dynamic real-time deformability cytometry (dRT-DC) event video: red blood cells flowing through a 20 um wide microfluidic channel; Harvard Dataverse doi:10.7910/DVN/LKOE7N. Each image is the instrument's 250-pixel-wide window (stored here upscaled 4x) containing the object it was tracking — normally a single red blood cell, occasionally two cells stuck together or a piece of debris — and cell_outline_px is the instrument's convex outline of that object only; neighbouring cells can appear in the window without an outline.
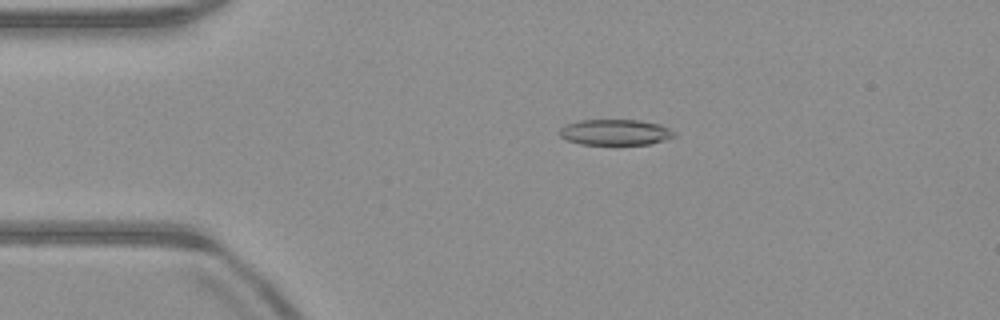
{"species": "common noctule bat (a hibernating species)", "species_latin": "Nyctalus noctula", "temperature_condition": "warm", "stored_images_in_passage": 52, "camera_frame_rate_fps": 3000, "um_per_image_px": 0.085, "animal": {"sex": "male", "body_mass_g": 23.1, "forearm_length_mm": 52.7}, "frame": {"image": 1, "passage_image": 11, "time_ms": 3.333, "image_size_px": [1000, 320], "cell_outline_px": [[676, 136], [652, 144], [580, 144], [568, 140], [560, 136], [560, 128], [568, 124], [580, 120], [640, 120], [660, 124], [676, 132]], "centroid_in_image_um": [52.34, 11.24], "position_along_channel_um": 32.7, "area_um2": 17.17}}
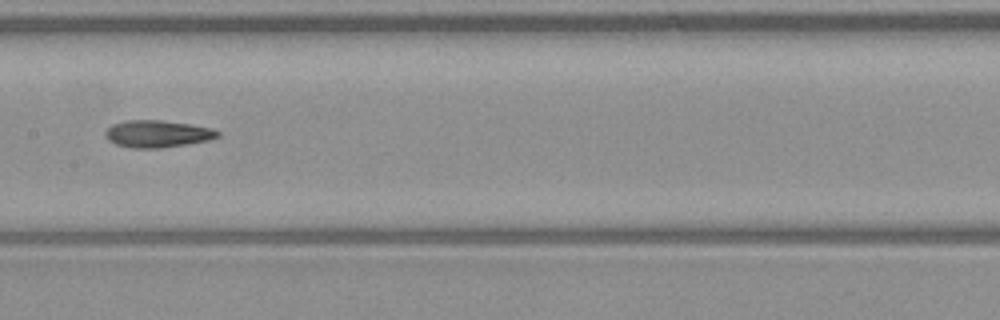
{"frame": {"image": 2, "passage_image": 26, "time_ms": 8.333, "image_size_px": [1000, 320], "cell_outline_px": [[220, 136], [208, 140], [160, 148], [132, 148], [116, 144], [108, 140], [104, 136], [104, 132], [112, 124], [124, 120], [160, 120], [192, 124], [212, 128], [220, 132]], "centroid_in_image_um": [13.36, 11.36], "position_along_channel_um": 194.0, "area_um2": 17.8}}
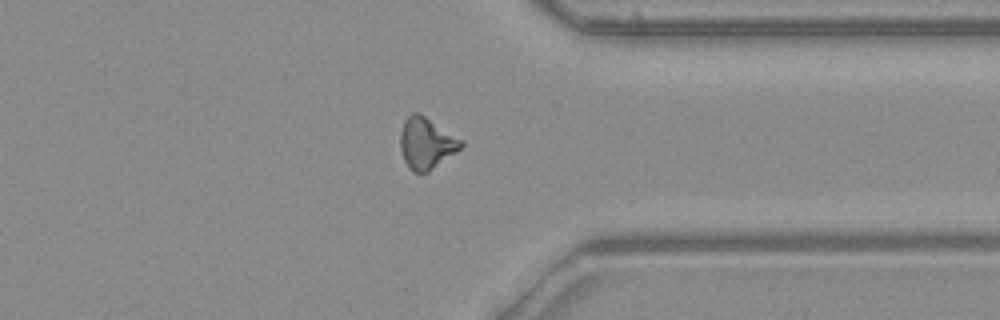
{"frame": {"image": 3, "passage_image": 40, "time_ms": 13.0, "image_size_px": [1000, 320], "cell_outline_px": [[464, 144], [456, 152], [428, 172], [412, 172], [404, 160], [400, 148], [400, 132], [404, 120], [412, 112], [420, 112], [464, 140]], "centroid_in_image_um": [36.24, 12.14], "position_along_channel_um": 375.2, "area_um2": 18.38}, "authors_computed_cell_mechanics": {"area_um2": 17.629, "velocity_mm_per_s": 4.0166, "shape_relaxation_time_tau1_ms": null, "shape_relaxation_time_tau2_ms": 7.2187, "deformation_change_tau1": null, "deformation_change_tau2": 0.1856}}